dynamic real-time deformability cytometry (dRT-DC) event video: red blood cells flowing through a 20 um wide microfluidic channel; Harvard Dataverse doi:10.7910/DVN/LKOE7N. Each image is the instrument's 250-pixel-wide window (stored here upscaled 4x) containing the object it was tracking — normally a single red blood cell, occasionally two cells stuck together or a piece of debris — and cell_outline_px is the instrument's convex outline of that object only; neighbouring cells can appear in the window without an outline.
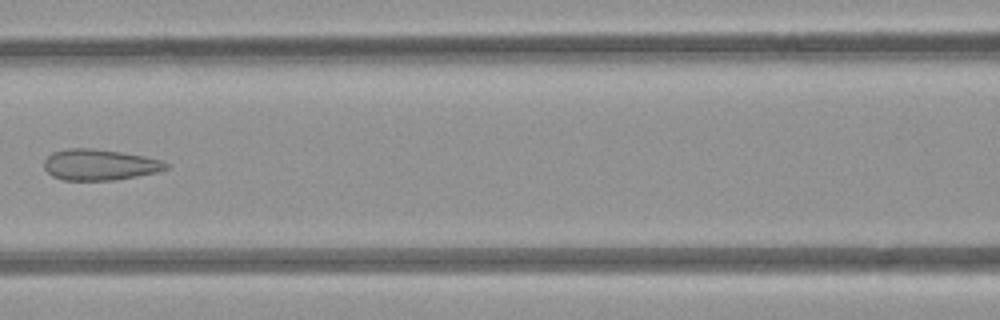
{"species": "common noctule bat (a hibernating species)", "species_latin": "Nyctalus noctula", "temperature_condition": "room temperature", "stored_images_in_passage": 5, "camera_frame_rate_fps": 3000, "um_per_image_px": 0.085, "animal": {"sex": "female", "body_mass_g": 21.9}, "frame": {"image": 1, "passage_image": 5, "time_ms": 4.667, "image_size_px": [1000, 320], "cell_outline_px": [[168, 168], [156, 172], [116, 180], [64, 180], [52, 176], [44, 168], [44, 160], [52, 152], [68, 148], [92, 148], [120, 152], [144, 156], [160, 160], [168, 164]], "centroid_in_image_um": [8.43, 14.0], "position_along_channel_um": 158.2, "area_um2": 21.91}}